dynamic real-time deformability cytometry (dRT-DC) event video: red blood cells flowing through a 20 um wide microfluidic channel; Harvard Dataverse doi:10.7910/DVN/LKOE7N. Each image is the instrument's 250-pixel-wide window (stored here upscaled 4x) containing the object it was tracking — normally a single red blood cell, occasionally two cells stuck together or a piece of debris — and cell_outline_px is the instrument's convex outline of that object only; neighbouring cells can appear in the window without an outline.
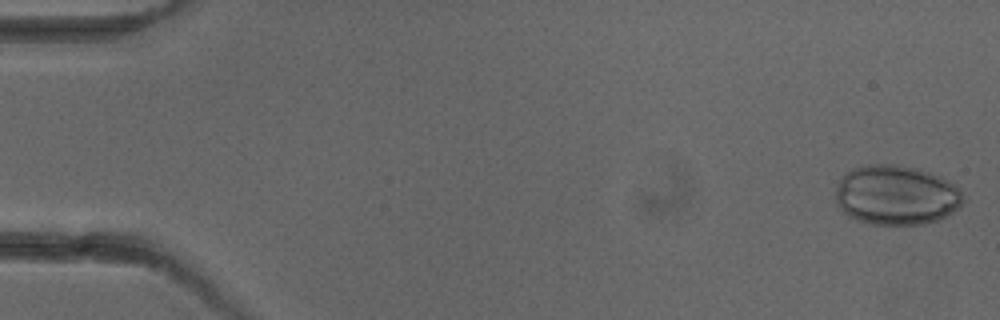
{"species": "common noctule bat (a hibernating species)", "species_latin": "Nyctalus noctula", "temperature_condition": "cold", "stored_images_in_passage": 5, "camera_frame_rate_fps": 3000, "um_per_image_px": 0.085, "animal": {"sex": "female"}, "frame": {"image": 1, "passage_image": 1, "time_ms": 0.0, "image_size_px": [1000, 320], "cell_outline_px": [[964, 200], [952, 212], [936, 220], [924, 224], [872, 224], [856, 220], [848, 216], [836, 204], [836, 188], [844, 172], [852, 168], [868, 164], [892, 164], [916, 168], [928, 172], [960, 188]], "centroid_in_image_um": [76.12, 16.58], "position_along_channel_um": 8.9, "area_um2": 44.1}}